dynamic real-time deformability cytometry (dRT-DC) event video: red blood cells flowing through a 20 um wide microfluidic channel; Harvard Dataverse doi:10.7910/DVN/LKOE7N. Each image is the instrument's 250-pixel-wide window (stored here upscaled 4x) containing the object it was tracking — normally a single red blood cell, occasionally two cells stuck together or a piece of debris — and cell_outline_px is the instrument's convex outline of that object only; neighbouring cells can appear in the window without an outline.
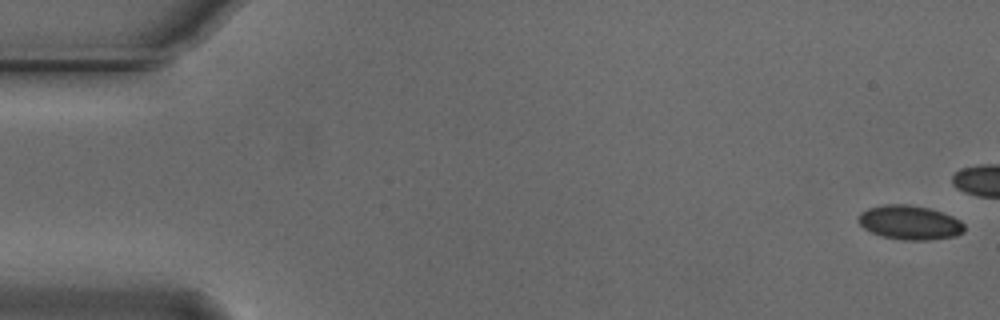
{"species": "Egyptian fruit bat (a non-hibernating species)", "species_latin": "Rousettus aegyptiacus", "temperature_condition": "cold", "stored_images_in_passage": 24, "camera_frame_rate_fps": 3000, "um_per_image_px": 0.085, "animal": {"sex": "male"}, "frame": {"image": 1, "passage_image": 1, "time_ms": 0.0, "image_size_px": [1000, 320], "cell_outline_px": [[964, 232], [956, 236], [928, 240], [904, 240], [880, 236], [864, 228], [860, 224], [860, 212], [868, 208], [884, 204], [908, 204], [928, 208], [952, 216], [960, 220], [964, 224]], "centroid_in_image_um": [77.34, 18.92], "position_along_channel_um": 7.7, "area_um2": 21.04}}
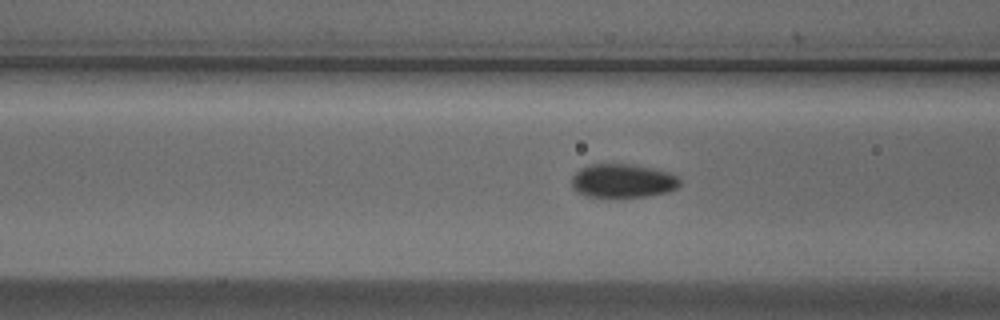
{"frame": {"image": 2, "passage_image": 21, "time_ms": 6.667, "image_size_px": [1000, 320], "cell_outline_px": [[680, 184], [676, 188], [668, 192], [644, 196], [588, 196], [572, 188], [572, 176], [580, 168], [588, 164], [632, 164], [672, 172], [680, 180]], "centroid_in_image_um": [52.95, 15.34], "position_along_channel_um": 113.7, "area_um2": 21.1}}